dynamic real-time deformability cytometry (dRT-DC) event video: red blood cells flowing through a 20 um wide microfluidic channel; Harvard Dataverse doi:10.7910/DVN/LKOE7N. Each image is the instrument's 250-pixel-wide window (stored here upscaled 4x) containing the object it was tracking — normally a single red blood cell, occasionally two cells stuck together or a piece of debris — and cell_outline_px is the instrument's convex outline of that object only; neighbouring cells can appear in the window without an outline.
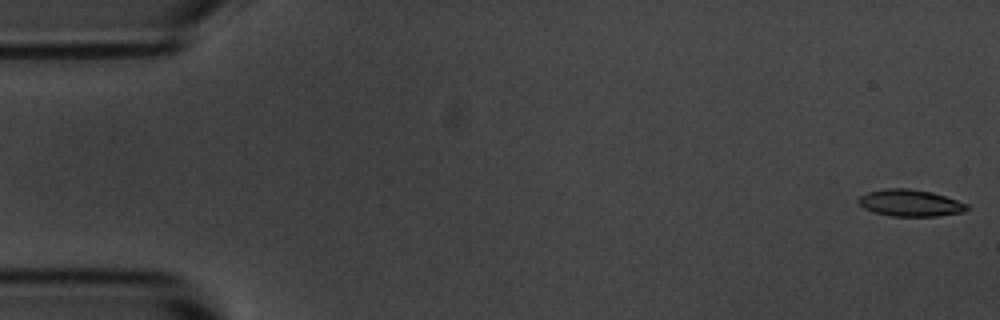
{"species": "common noctule bat (a hibernating species)", "species_latin": "Nyctalus noctula", "temperature_condition": "room temperature", "stored_images_in_passage": 9, "camera_frame_rate_fps": 3000, "um_per_image_px": 0.085, "animal": {"sex": "male", "body_mass_g": 20.1, "forearm_length_mm": 53.5}, "frame": {"image": 1, "passage_image": 1, "time_ms": 0.0, "image_size_px": [1000, 320], "cell_outline_px": [[968, 208], [964, 212], [936, 216], [892, 216], [872, 212], [864, 208], [856, 200], [860, 196], [868, 192], [888, 188], [908, 188], [932, 192], [968, 204]], "centroid_in_image_um": [77.35, 17.25], "position_along_channel_um": 7.7, "area_um2": 16.88}}
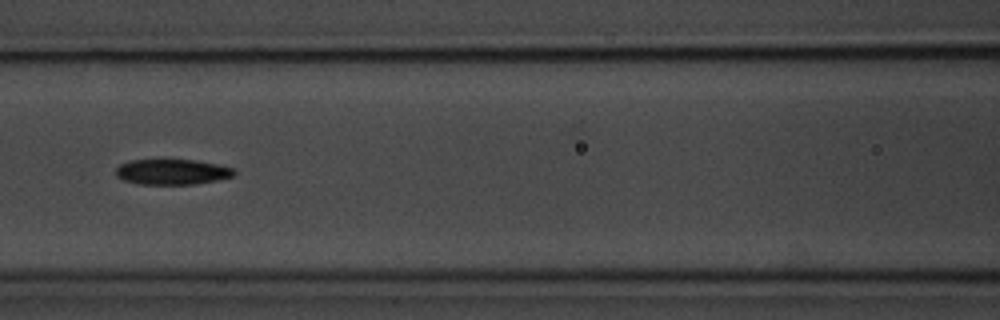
{"frame": {"image": 2, "passage_image": 7, "time_ms": 7.667, "image_size_px": [1000, 320], "cell_outline_px": [[236, 172], [232, 176], [216, 180], [192, 184], [140, 184], [124, 180], [116, 176], [116, 168], [120, 164], [128, 160], [196, 160], [220, 164], [232, 168]], "centroid_in_image_um": [14.62, 14.6], "position_along_channel_um": 152.0, "area_um2": 17.46}}
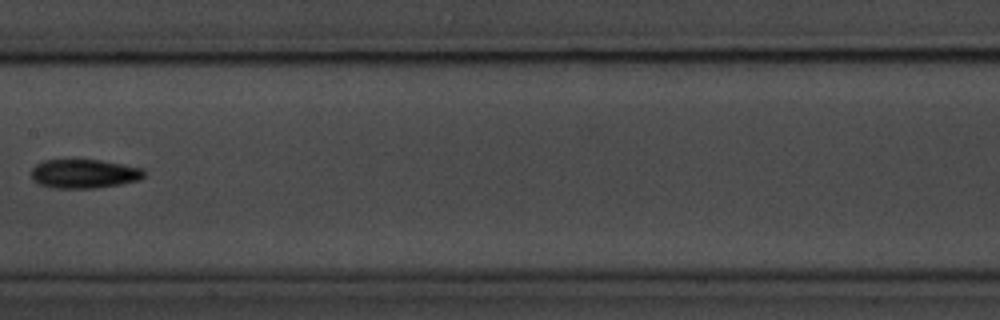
{"frame": {"image": 3, "passage_image": 8, "time_ms": 9.0, "image_size_px": [1000, 320], "cell_outline_px": [[144, 176], [136, 180], [120, 184], [92, 188], [52, 188], [40, 184], [32, 176], [32, 168], [36, 164], [44, 160], [100, 160], [140, 168], [144, 172]], "centroid_in_image_um": [7.11, 14.77], "position_along_channel_um": 200.3, "area_um2": 18.61}}